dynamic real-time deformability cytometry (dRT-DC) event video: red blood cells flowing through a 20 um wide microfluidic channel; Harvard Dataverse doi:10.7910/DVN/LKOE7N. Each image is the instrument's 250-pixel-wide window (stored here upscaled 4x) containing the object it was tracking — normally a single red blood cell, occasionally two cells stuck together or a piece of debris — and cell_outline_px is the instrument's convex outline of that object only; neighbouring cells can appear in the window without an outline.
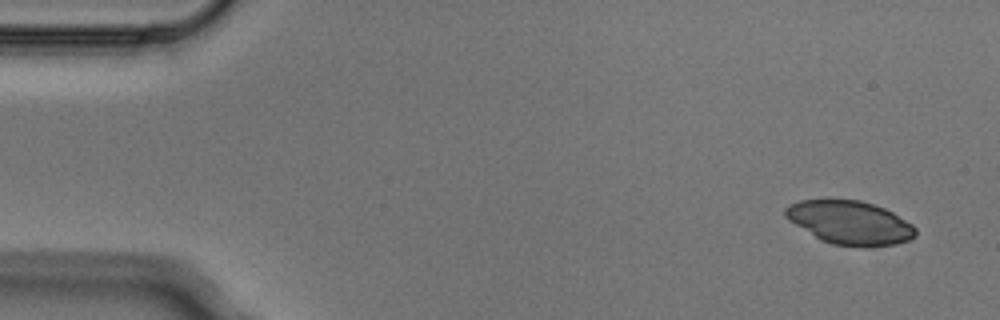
{"species": "Egyptian fruit bat (a non-hibernating species)", "species_latin": "Rousettus aegyptiacus", "temperature_condition": "cold", "stored_images_in_passage": 4, "camera_frame_rate_fps": 3000, "um_per_image_px": 0.085, "animal": {"sex": "male"}, "frame": {"image": 1, "passage_image": 1, "time_ms": 0.0, "image_size_px": [1000, 320], "cell_outline_px": [[916, 236], [908, 240], [896, 244], [860, 248], [832, 244], [820, 240], [788, 220], [784, 216], [784, 208], [788, 204], [800, 200], [860, 200], [884, 208], [892, 212], [912, 224], [916, 228]], "centroid_in_image_um": [72.22, 18.94], "position_along_channel_um": 12.8, "area_um2": 33.23}}